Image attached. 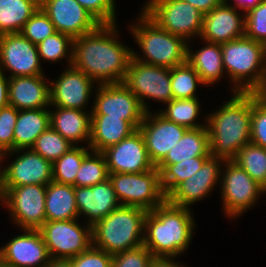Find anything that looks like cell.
Instances as JSON below:
<instances>
[{"instance_id":"obj_24","label":"cell","mask_w":266,"mask_h":267,"mask_svg":"<svg viewBox=\"0 0 266 267\" xmlns=\"http://www.w3.org/2000/svg\"><path fill=\"white\" fill-rule=\"evenodd\" d=\"M44 75L9 78V105L18 110L50 107V87Z\"/></svg>"},{"instance_id":"obj_44","label":"cell","mask_w":266,"mask_h":267,"mask_svg":"<svg viewBox=\"0 0 266 267\" xmlns=\"http://www.w3.org/2000/svg\"><path fill=\"white\" fill-rule=\"evenodd\" d=\"M154 256L144 246L125 250L112 256V267H151Z\"/></svg>"},{"instance_id":"obj_41","label":"cell","mask_w":266,"mask_h":267,"mask_svg":"<svg viewBox=\"0 0 266 267\" xmlns=\"http://www.w3.org/2000/svg\"><path fill=\"white\" fill-rule=\"evenodd\" d=\"M245 36L260 42L266 43V0L259 5L245 12Z\"/></svg>"},{"instance_id":"obj_42","label":"cell","mask_w":266,"mask_h":267,"mask_svg":"<svg viewBox=\"0 0 266 267\" xmlns=\"http://www.w3.org/2000/svg\"><path fill=\"white\" fill-rule=\"evenodd\" d=\"M251 143L266 149V102L257 92L251 106Z\"/></svg>"},{"instance_id":"obj_26","label":"cell","mask_w":266,"mask_h":267,"mask_svg":"<svg viewBox=\"0 0 266 267\" xmlns=\"http://www.w3.org/2000/svg\"><path fill=\"white\" fill-rule=\"evenodd\" d=\"M50 126L49 109L19 110L13 131V151L20 152L27 148L31 149L38 136Z\"/></svg>"},{"instance_id":"obj_12","label":"cell","mask_w":266,"mask_h":267,"mask_svg":"<svg viewBox=\"0 0 266 267\" xmlns=\"http://www.w3.org/2000/svg\"><path fill=\"white\" fill-rule=\"evenodd\" d=\"M224 163L226 169L220 179L223 208L225 215L235 218L258 201L264 188L233 160Z\"/></svg>"},{"instance_id":"obj_18","label":"cell","mask_w":266,"mask_h":267,"mask_svg":"<svg viewBox=\"0 0 266 267\" xmlns=\"http://www.w3.org/2000/svg\"><path fill=\"white\" fill-rule=\"evenodd\" d=\"M52 162L27 149L1 171L0 187L47 185L52 182Z\"/></svg>"},{"instance_id":"obj_20","label":"cell","mask_w":266,"mask_h":267,"mask_svg":"<svg viewBox=\"0 0 266 267\" xmlns=\"http://www.w3.org/2000/svg\"><path fill=\"white\" fill-rule=\"evenodd\" d=\"M24 231L0 248V259L12 267H45L51 257L41 232L37 229Z\"/></svg>"},{"instance_id":"obj_38","label":"cell","mask_w":266,"mask_h":267,"mask_svg":"<svg viewBox=\"0 0 266 267\" xmlns=\"http://www.w3.org/2000/svg\"><path fill=\"white\" fill-rule=\"evenodd\" d=\"M72 147H74V145L49 126L45 132L38 136L31 149L40 154L44 159L53 163Z\"/></svg>"},{"instance_id":"obj_47","label":"cell","mask_w":266,"mask_h":267,"mask_svg":"<svg viewBox=\"0 0 266 267\" xmlns=\"http://www.w3.org/2000/svg\"><path fill=\"white\" fill-rule=\"evenodd\" d=\"M190 3L203 14L209 13L216 8L223 0H183Z\"/></svg>"},{"instance_id":"obj_52","label":"cell","mask_w":266,"mask_h":267,"mask_svg":"<svg viewBox=\"0 0 266 267\" xmlns=\"http://www.w3.org/2000/svg\"><path fill=\"white\" fill-rule=\"evenodd\" d=\"M266 80V43L264 44V81Z\"/></svg>"},{"instance_id":"obj_31","label":"cell","mask_w":266,"mask_h":267,"mask_svg":"<svg viewBox=\"0 0 266 267\" xmlns=\"http://www.w3.org/2000/svg\"><path fill=\"white\" fill-rule=\"evenodd\" d=\"M40 7V0H0V35L20 33Z\"/></svg>"},{"instance_id":"obj_2","label":"cell","mask_w":266,"mask_h":267,"mask_svg":"<svg viewBox=\"0 0 266 267\" xmlns=\"http://www.w3.org/2000/svg\"><path fill=\"white\" fill-rule=\"evenodd\" d=\"M253 92H237L215 113L207 115L210 156L234 160L238 151L251 142Z\"/></svg>"},{"instance_id":"obj_30","label":"cell","mask_w":266,"mask_h":267,"mask_svg":"<svg viewBox=\"0 0 266 267\" xmlns=\"http://www.w3.org/2000/svg\"><path fill=\"white\" fill-rule=\"evenodd\" d=\"M210 156V139L206 127L187 129L160 164H176L194 157Z\"/></svg>"},{"instance_id":"obj_39","label":"cell","mask_w":266,"mask_h":267,"mask_svg":"<svg viewBox=\"0 0 266 267\" xmlns=\"http://www.w3.org/2000/svg\"><path fill=\"white\" fill-rule=\"evenodd\" d=\"M72 41L73 39L66 34L61 32H55L53 35L48 36L45 40L37 44L38 54L41 58L48 61H59L65 56L67 58L69 67L72 63ZM70 50V52H68Z\"/></svg>"},{"instance_id":"obj_15","label":"cell","mask_w":266,"mask_h":267,"mask_svg":"<svg viewBox=\"0 0 266 267\" xmlns=\"http://www.w3.org/2000/svg\"><path fill=\"white\" fill-rule=\"evenodd\" d=\"M143 136L145 147L152 164L157 167L170 149L182 138L186 127L166 120L159 112L145 113L138 128Z\"/></svg>"},{"instance_id":"obj_21","label":"cell","mask_w":266,"mask_h":267,"mask_svg":"<svg viewBox=\"0 0 266 267\" xmlns=\"http://www.w3.org/2000/svg\"><path fill=\"white\" fill-rule=\"evenodd\" d=\"M94 81L73 66L50 82V105L83 110L90 100Z\"/></svg>"},{"instance_id":"obj_33","label":"cell","mask_w":266,"mask_h":267,"mask_svg":"<svg viewBox=\"0 0 266 267\" xmlns=\"http://www.w3.org/2000/svg\"><path fill=\"white\" fill-rule=\"evenodd\" d=\"M233 161L266 189V149L250 142L238 151Z\"/></svg>"},{"instance_id":"obj_14","label":"cell","mask_w":266,"mask_h":267,"mask_svg":"<svg viewBox=\"0 0 266 267\" xmlns=\"http://www.w3.org/2000/svg\"><path fill=\"white\" fill-rule=\"evenodd\" d=\"M0 64V71H11L9 78L44 75L37 45L21 33L0 35Z\"/></svg>"},{"instance_id":"obj_17","label":"cell","mask_w":266,"mask_h":267,"mask_svg":"<svg viewBox=\"0 0 266 267\" xmlns=\"http://www.w3.org/2000/svg\"><path fill=\"white\" fill-rule=\"evenodd\" d=\"M109 173H142L153 169L143 136L136 129L118 144L102 151Z\"/></svg>"},{"instance_id":"obj_5","label":"cell","mask_w":266,"mask_h":267,"mask_svg":"<svg viewBox=\"0 0 266 267\" xmlns=\"http://www.w3.org/2000/svg\"><path fill=\"white\" fill-rule=\"evenodd\" d=\"M221 49L224 69L236 86L233 93L258 92L264 85V44L244 35Z\"/></svg>"},{"instance_id":"obj_9","label":"cell","mask_w":266,"mask_h":267,"mask_svg":"<svg viewBox=\"0 0 266 267\" xmlns=\"http://www.w3.org/2000/svg\"><path fill=\"white\" fill-rule=\"evenodd\" d=\"M46 185L0 187V201L22 229H39L46 221Z\"/></svg>"},{"instance_id":"obj_50","label":"cell","mask_w":266,"mask_h":267,"mask_svg":"<svg viewBox=\"0 0 266 267\" xmlns=\"http://www.w3.org/2000/svg\"><path fill=\"white\" fill-rule=\"evenodd\" d=\"M262 0H234V8L238 9H242V11H246L248 12L250 9L256 7L257 5L260 4Z\"/></svg>"},{"instance_id":"obj_48","label":"cell","mask_w":266,"mask_h":267,"mask_svg":"<svg viewBox=\"0 0 266 267\" xmlns=\"http://www.w3.org/2000/svg\"><path fill=\"white\" fill-rule=\"evenodd\" d=\"M8 89L9 77L6 78L2 70L0 71V109L9 105Z\"/></svg>"},{"instance_id":"obj_37","label":"cell","mask_w":266,"mask_h":267,"mask_svg":"<svg viewBox=\"0 0 266 267\" xmlns=\"http://www.w3.org/2000/svg\"><path fill=\"white\" fill-rule=\"evenodd\" d=\"M77 171L74 187L93 186L109 178V171L102 152L90 150Z\"/></svg>"},{"instance_id":"obj_11","label":"cell","mask_w":266,"mask_h":267,"mask_svg":"<svg viewBox=\"0 0 266 267\" xmlns=\"http://www.w3.org/2000/svg\"><path fill=\"white\" fill-rule=\"evenodd\" d=\"M123 84L138 98L146 113L149 109L145 98L165 104L173 99L170 68L146 64L132 57Z\"/></svg>"},{"instance_id":"obj_28","label":"cell","mask_w":266,"mask_h":267,"mask_svg":"<svg viewBox=\"0 0 266 267\" xmlns=\"http://www.w3.org/2000/svg\"><path fill=\"white\" fill-rule=\"evenodd\" d=\"M46 221L72 220L79 216L73 185L49 182L45 197Z\"/></svg>"},{"instance_id":"obj_6","label":"cell","mask_w":266,"mask_h":267,"mask_svg":"<svg viewBox=\"0 0 266 267\" xmlns=\"http://www.w3.org/2000/svg\"><path fill=\"white\" fill-rule=\"evenodd\" d=\"M132 25L134 36L145 58L133 51V58L150 65L173 68L187 61V41L158 27L143 12Z\"/></svg>"},{"instance_id":"obj_43","label":"cell","mask_w":266,"mask_h":267,"mask_svg":"<svg viewBox=\"0 0 266 267\" xmlns=\"http://www.w3.org/2000/svg\"><path fill=\"white\" fill-rule=\"evenodd\" d=\"M19 110L12 105L0 109V156L13 151V131Z\"/></svg>"},{"instance_id":"obj_45","label":"cell","mask_w":266,"mask_h":267,"mask_svg":"<svg viewBox=\"0 0 266 267\" xmlns=\"http://www.w3.org/2000/svg\"><path fill=\"white\" fill-rule=\"evenodd\" d=\"M100 24H115V0H76Z\"/></svg>"},{"instance_id":"obj_4","label":"cell","mask_w":266,"mask_h":267,"mask_svg":"<svg viewBox=\"0 0 266 267\" xmlns=\"http://www.w3.org/2000/svg\"><path fill=\"white\" fill-rule=\"evenodd\" d=\"M147 212L120 205L92 226V245L111 255L143 245Z\"/></svg>"},{"instance_id":"obj_8","label":"cell","mask_w":266,"mask_h":267,"mask_svg":"<svg viewBox=\"0 0 266 267\" xmlns=\"http://www.w3.org/2000/svg\"><path fill=\"white\" fill-rule=\"evenodd\" d=\"M143 13L158 27L189 40L202 33L203 13L183 0H148Z\"/></svg>"},{"instance_id":"obj_40","label":"cell","mask_w":266,"mask_h":267,"mask_svg":"<svg viewBox=\"0 0 266 267\" xmlns=\"http://www.w3.org/2000/svg\"><path fill=\"white\" fill-rule=\"evenodd\" d=\"M56 31L54 24L41 7L30 17L20 32L25 38L37 45Z\"/></svg>"},{"instance_id":"obj_35","label":"cell","mask_w":266,"mask_h":267,"mask_svg":"<svg viewBox=\"0 0 266 267\" xmlns=\"http://www.w3.org/2000/svg\"><path fill=\"white\" fill-rule=\"evenodd\" d=\"M86 149L90 147H72L67 153L52 163V179L55 182L74 185L77 171L80 165L89 153Z\"/></svg>"},{"instance_id":"obj_53","label":"cell","mask_w":266,"mask_h":267,"mask_svg":"<svg viewBox=\"0 0 266 267\" xmlns=\"http://www.w3.org/2000/svg\"><path fill=\"white\" fill-rule=\"evenodd\" d=\"M0 267H12L0 259Z\"/></svg>"},{"instance_id":"obj_3","label":"cell","mask_w":266,"mask_h":267,"mask_svg":"<svg viewBox=\"0 0 266 267\" xmlns=\"http://www.w3.org/2000/svg\"><path fill=\"white\" fill-rule=\"evenodd\" d=\"M191 208L165 200L145 218L143 245L154 257H177L188 249L195 228Z\"/></svg>"},{"instance_id":"obj_29","label":"cell","mask_w":266,"mask_h":267,"mask_svg":"<svg viewBox=\"0 0 266 267\" xmlns=\"http://www.w3.org/2000/svg\"><path fill=\"white\" fill-rule=\"evenodd\" d=\"M191 51L187 46V62L196 70L204 85L218 82L225 72L221 44L207 42L196 53Z\"/></svg>"},{"instance_id":"obj_23","label":"cell","mask_w":266,"mask_h":267,"mask_svg":"<svg viewBox=\"0 0 266 267\" xmlns=\"http://www.w3.org/2000/svg\"><path fill=\"white\" fill-rule=\"evenodd\" d=\"M74 192L78 214L88 217L91 226L120 206L110 178L93 186L74 187Z\"/></svg>"},{"instance_id":"obj_22","label":"cell","mask_w":266,"mask_h":267,"mask_svg":"<svg viewBox=\"0 0 266 267\" xmlns=\"http://www.w3.org/2000/svg\"><path fill=\"white\" fill-rule=\"evenodd\" d=\"M243 18V19H242ZM245 35V17L227 0L203 15L200 37L205 42L223 44Z\"/></svg>"},{"instance_id":"obj_32","label":"cell","mask_w":266,"mask_h":267,"mask_svg":"<svg viewBox=\"0 0 266 267\" xmlns=\"http://www.w3.org/2000/svg\"><path fill=\"white\" fill-rule=\"evenodd\" d=\"M208 157H194L176 164H159L160 184L167 196L178 184L193 176Z\"/></svg>"},{"instance_id":"obj_36","label":"cell","mask_w":266,"mask_h":267,"mask_svg":"<svg viewBox=\"0 0 266 267\" xmlns=\"http://www.w3.org/2000/svg\"><path fill=\"white\" fill-rule=\"evenodd\" d=\"M170 80L173 99L196 98L197 84L204 85L196 70L187 61L170 68Z\"/></svg>"},{"instance_id":"obj_7","label":"cell","mask_w":266,"mask_h":267,"mask_svg":"<svg viewBox=\"0 0 266 267\" xmlns=\"http://www.w3.org/2000/svg\"><path fill=\"white\" fill-rule=\"evenodd\" d=\"M109 178L120 205L152 211L166 200L156 167L142 173H109Z\"/></svg>"},{"instance_id":"obj_16","label":"cell","mask_w":266,"mask_h":267,"mask_svg":"<svg viewBox=\"0 0 266 267\" xmlns=\"http://www.w3.org/2000/svg\"><path fill=\"white\" fill-rule=\"evenodd\" d=\"M57 32L78 38L95 30L100 23L76 0H40Z\"/></svg>"},{"instance_id":"obj_46","label":"cell","mask_w":266,"mask_h":267,"mask_svg":"<svg viewBox=\"0 0 266 267\" xmlns=\"http://www.w3.org/2000/svg\"><path fill=\"white\" fill-rule=\"evenodd\" d=\"M112 256L91 245L85 252L70 260L72 267H112Z\"/></svg>"},{"instance_id":"obj_51","label":"cell","mask_w":266,"mask_h":267,"mask_svg":"<svg viewBox=\"0 0 266 267\" xmlns=\"http://www.w3.org/2000/svg\"><path fill=\"white\" fill-rule=\"evenodd\" d=\"M45 267H72L70 259H54L48 262Z\"/></svg>"},{"instance_id":"obj_34","label":"cell","mask_w":266,"mask_h":267,"mask_svg":"<svg viewBox=\"0 0 266 267\" xmlns=\"http://www.w3.org/2000/svg\"><path fill=\"white\" fill-rule=\"evenodd\" d=\"M167 109L161 110L159 114L166 120L184 126L187 129L203 128L206 124H198L195 120L200 114V103L196 98L191 99H172L166 103Z\"/></svg>"},{"instance_id":"obj_27","label":"cell","mask_w":266,"mask_h":267,"mask_svg":"<svg viewBox=\"0 0 266 267\" xmlns=\"http://www.w3.org/2000/svg\"><path fill=\"white\" fill-rule=\"evenodd\" d=\"M136 129L127 121L108 115H91L89 147L96 152L118 144Z\"/></svg>"},{"instance_id":"obj_10","label":"cell","mask_w":266,"mask_h":267,"mask_svg":"<svg viewBox=\"0 0 266 267\" xmlns=\"http://www.w3.org/2000/svg\"><path fill=\"white\" fill-rule=\"evenodd\" d=\"M72 220L45 221L38 229L51 258L71 259L92 245V226Z\"/></svg>"},{"instance_id":"obj_25","label":"cell","mask_w":266,"mask_h":267,"mask_svg":"<svg viewBox=\"0 0 266 267\" xmlns=\"http://www.w3.org/2000/svg\"><path fill=\"white\" fill-rule=\"evenodd\" d=\"M56 111L50 110V126L63 138L76 146L78 141L90 142L91 113L84 110L56 106Z\"/></svg>"},{"instance_id":"obj_1","label":"cell","mask_w":266,"mask_h":267,"mask_svg":"<svg viewBox=\"0 0 266 267\" xmlns=\"http://www.w3.org/2000/svg\"><path fill=\"white\" fill-rule=\"evenodd\" d=\"M116 24H100L72 41L71 66L99 85L123 83L133 50L117 38Z\"/></svg>"},{"instance_id":"obj_19","label":"cell","mask_w":266,"mask_h":267,"mask_svg":"<svg viewBox=\"0 0 266 267\" xmlns=\"http://www.w3.org/2000/svg\"><path fill=\"white\" fill-rule=\"evenodd\" d=\"M222 163L224 165L222 159L209 156L193 176L178 184L166 196V200L173 205L189 208V205L204 199L219 181Z\"/></svg>"},{"instance_id":"obj_49","label":"cell","mask_w":266,"mask_h":267,"mask_svg":"<svg viewBox=\"0 0 266 267\" xmlns=\"http://www.w3.org/2000/svg\"><path fill=\"white\" fill-rule=\"evenodd\" d=\"M174 257H154L151 267H183L184 265L174 262ZM180 264V265H179Z\"/></svg>"},{"instance_id":"obj_13","label":"cell","mask_w":266,"mask_h":267,"mask_svg":"<svg viewBox=\"0 0 266 267\" xmlns=\"http://www.w3.org/2000/svg\"><path fill=\"white\" fill-rule=\"evenodd\" d=\"M91 115H108V117L127 120L138 129L145 116V110L138 98L123 84H103L97 88Z\"/></svg>"}]
</instances>
